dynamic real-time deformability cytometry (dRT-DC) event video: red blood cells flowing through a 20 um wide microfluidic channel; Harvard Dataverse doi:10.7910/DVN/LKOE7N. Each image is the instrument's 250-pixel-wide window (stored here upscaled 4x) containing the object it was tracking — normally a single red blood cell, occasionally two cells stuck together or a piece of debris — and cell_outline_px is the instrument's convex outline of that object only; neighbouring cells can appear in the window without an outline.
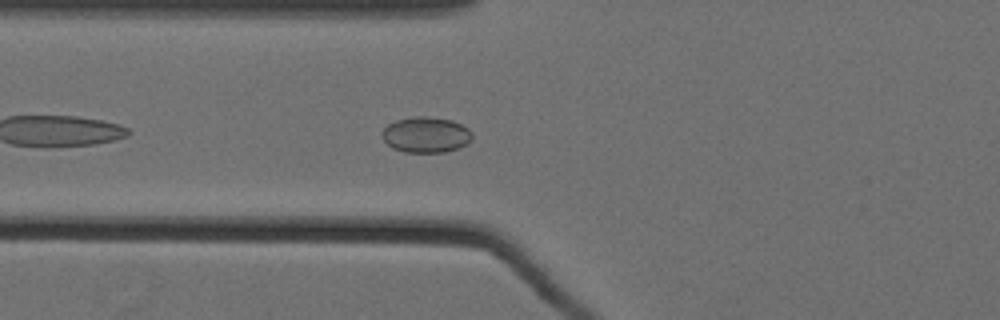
{"species": "Egyptian fruit bat (a non-hibernating species)", "species_latin": "Rousettus aegyptiacus", "temperature_condition": "cold", "stored_images_in_passage": 40, "camera_frame_rate_fps": 3000, "um_per_image_px": 0.085, "animal": {"sex": "female"}, "frame": {"image": 1, "passage_image": 5, "time_ms": 1.333, "image_size_px": [1000, 320], "cell_outline_px": [[472, 140], [468, 144], [460, 148], [444, 152], [404, 152], [392, 148], [380, 136], [380, 132], [388, 124], [396, 120], [412, 116], [424, 116], [452, 120], [468, 128], [472, 132]], "centroid_in_image_um": [36.2, 11.46], "position_along_channel_um": 89.6, "area_um2": 19.02}}
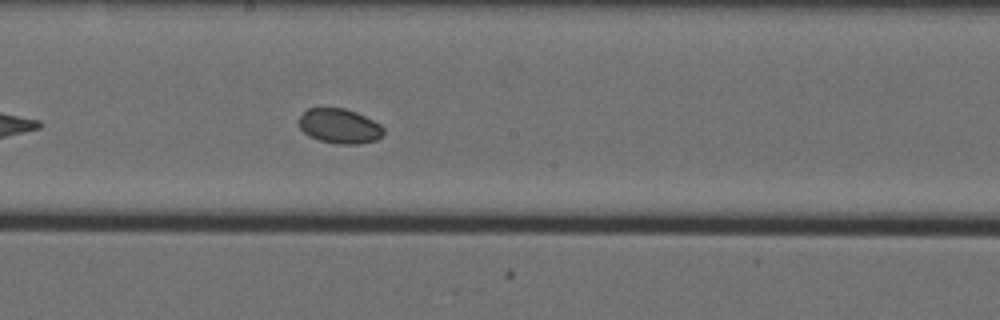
{"frame": {"image": 2, "passage_image": 16, "time_ms": 5.0, "image_size_px": [1000, 320], "cell_outline_px": [[384, 136], [376, 140], [356, 144], [340, 144], [320, 140], [308, 136], [300, 128], [296, 120], [308, 108], [344, 108], [356, 112], [380, 124], [384, 128]], "centroid_in_image_um": [28.85, 10.72], "position_along_channel_um": 219.4, "area_um2": 17.22}}
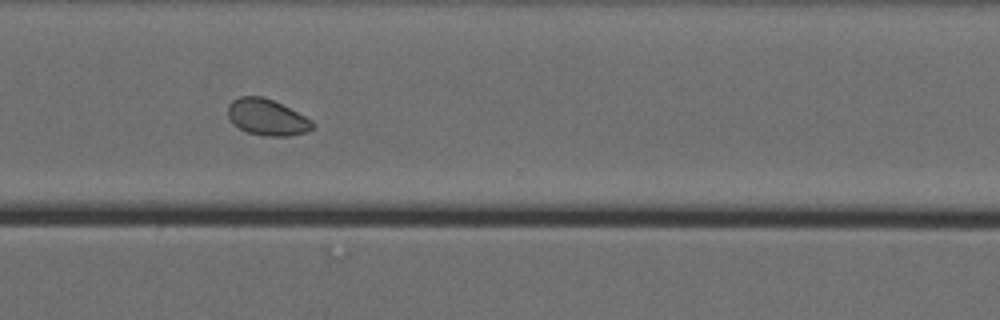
{"frame": {"image": 3, "passage_image": 27, "time_ms": 8.667, "image_size_px": [1000, 320], "cell_outline_px": [[316, 124], [308, 132], [288, 136], [264, 136], [248, 132], [232, 124], [228, 120], [228, 104], [232, 100], [240, 96], [264, 96], [312, 120]], "centroid_in_image_um": [22.67, 9.97], "position_along_channel_um": 347.9, "area_um2": 17.92}}